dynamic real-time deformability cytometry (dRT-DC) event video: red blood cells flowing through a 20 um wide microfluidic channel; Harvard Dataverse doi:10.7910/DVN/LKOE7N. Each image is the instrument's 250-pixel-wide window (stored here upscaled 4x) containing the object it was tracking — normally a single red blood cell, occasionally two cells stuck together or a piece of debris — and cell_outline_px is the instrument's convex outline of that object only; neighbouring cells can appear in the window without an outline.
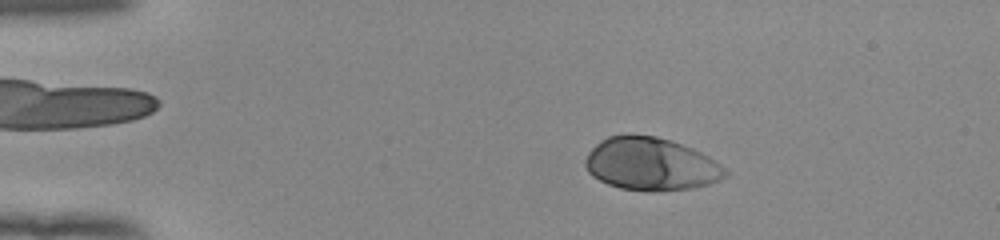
{"species": "human", "species_latin": "Homo sapiens", "temperature_condition": "room temperature", "stored_images_in_passage": 53, "camera_frame_rate_fps": 3000, "um_per_image_px": 0.085, "donor": {"sex": "female"}, "frame": {"image": 1, "passage_image": 10, "time_ms": 3.0, "image_size_px": [1000, 240], "cell_outline_px": [[728, 176], [720, 180], [708, 184], [692, 188], [660, 192], [648, 192], [620, 188], [608, 184], [592, 176], [588, 172], [584, 164], [584, 160], [588, 152], [600, 140], [608, 136], [656, 136], [692, 148], [708, 156], [720, 164], [728, 172]], "centroid_in_image_um": [55.33, 13.98], "position_along_channel_um": 29.7, "area_um2": 43.0}}
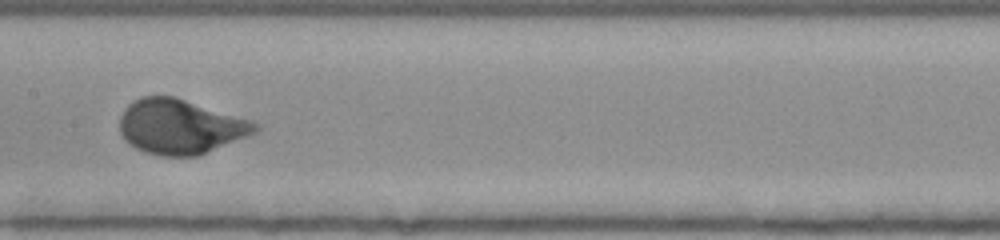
{"frame": {"image": 2, "passage_image": 28, "time_ms": 9.0, "image_size_px": [1000, 240], "cell_outline_px": [[260, 128], [256, 132], [248, 136], [200, 156], [160, 156], [144, 152], [128, 144], [124, 140], [120, 132], [120, 116], [124, 108], [128, 104], [140, 96], [172, 96], [252, 120], [260, 124]], "centroid_in_image_um": [15.32, 10.78], "position_along_channel_um": 192.1, "area_um2": 43.52}}
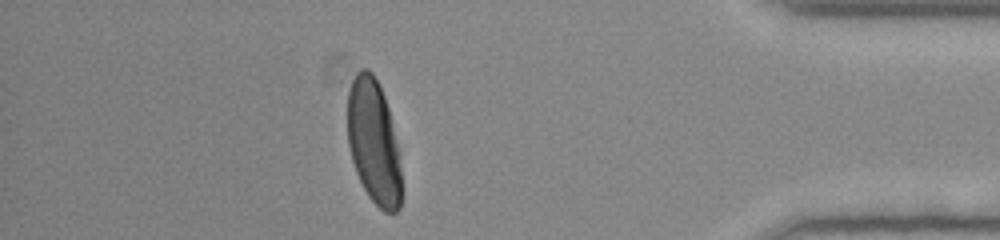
{"frame": {"image": 3, "passage_image": 47, "time_ms": 15.333, "image_size_px": [1000, 240], "cell_outline_px": [[400, 208], [396, 212], [384, 212], [368, 196], [356, 172], [352, 160], [348, 144], [348, 92], [352, 80], [356, 72], [364, 68], [368, 68], [372, 72], [380, 84], [388, 108], [400, 148]], "centroid_in_image_um": [31.77, 12.03], "position_along_channel_um": 403.4, "area_um2": 39.3}, "authors_computed_cell_mechanics": {"area_um2": 43.0032, "velocity_mm_per_s": 3.896, "shape_relaxation_time_tau1_ms": 2.5185, "shape_relaxation_time_tau2_ms": null, "deformation_change_tau1": 0.1778, "deformation_change_tau2": null}}